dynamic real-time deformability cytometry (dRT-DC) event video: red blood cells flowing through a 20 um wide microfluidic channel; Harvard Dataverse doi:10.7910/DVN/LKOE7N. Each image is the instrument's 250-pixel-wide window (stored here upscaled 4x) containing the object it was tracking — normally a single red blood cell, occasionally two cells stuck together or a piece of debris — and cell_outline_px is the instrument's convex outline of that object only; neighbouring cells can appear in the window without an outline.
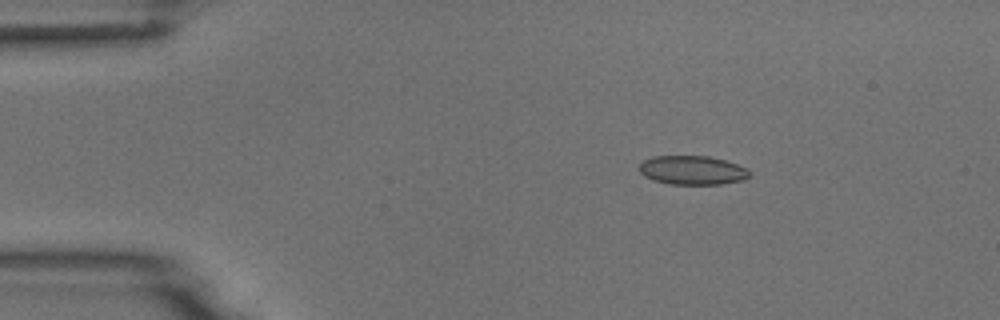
{"species": "common noctule bat (a hibernating species)", "species_latin": "Nyctalus noctula", "temperature_condition": "room temperature", "stored_images_in_passage": 4, "camera_frame_rate_fps": 3000, "um_per_image_px": 0.085, "animal": {"sex": "male", "body_mass_g": 18.8}, "frame": {"image": 1, "passage_image": 3, "time_ms": 2.333, "image_size_px": [1000, 320], "cell_outline_px": [[752, 176], [744, 180], [720, 184], [672, 184], [652, 180], [644, 176], [640, 172], [640, 164], [644, 160], [652, 156], [708, 156], [724, 160], [748, 168], [752, 172]], "centroid_in_image_um": [58.89, 14.47], "position_along_channel_um": 26.1, "area_um2": 18.73}}